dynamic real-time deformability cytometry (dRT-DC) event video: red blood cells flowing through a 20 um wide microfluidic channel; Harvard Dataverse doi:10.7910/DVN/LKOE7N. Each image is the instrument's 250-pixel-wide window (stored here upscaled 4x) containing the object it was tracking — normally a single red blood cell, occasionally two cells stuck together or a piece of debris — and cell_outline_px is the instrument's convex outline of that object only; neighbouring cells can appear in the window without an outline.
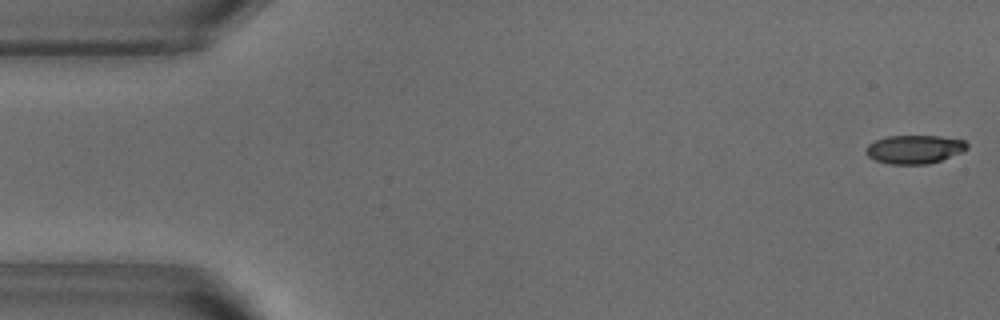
{"species": "common noctule bat (a hibernating species)", "species_latin": "Nyctalus noctula", "temperature_condition": "warm", "stored_images_in_passage": 48, "camera_frame_rate_fps": 3000, "um_per_image_px": 0.085, "animal": {"sex": "male", "body_mass_g": 18.8}, "frame": {"image": 1, "passage_image": 1, "time_ms": 0.0, "image_size_px": [1000, 320], "cell_outline_px": [[968, 148], [960, 152], [940, 160], [928, 164], [892, 164], [876, 160], [868, 156], [864, 152], [864, 148], [868, 144], [876, 140], [888, 136], [940, 136], [964, 140], [968, 144]], "centroid_in_image_um": [77.7, 12.68], "position_along_channel_um": 7.3, "area_um2": 16.7}}
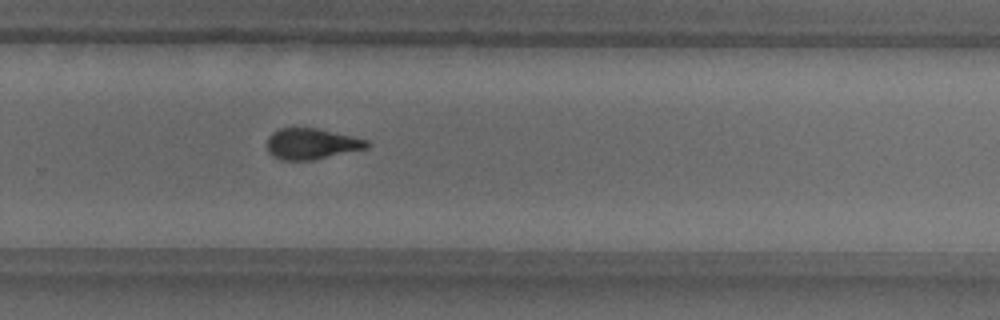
{"frame": {"image": 2, "passage_image": 34, "time_ms": 11.0, "image_size_px": [1000, 320], "cell_outline_px": [[372, 144], [368, 148], [312, 160], [280, 160], [272, 156], [268, 152], [268, 136], [272, 132], [280, 128], [316, 128], [352, 136], [368, 140]], "centroid_in_image_um": [26.49, 12.23], "position_along_channel_um": 303.3, "area_um2": 18.03}}
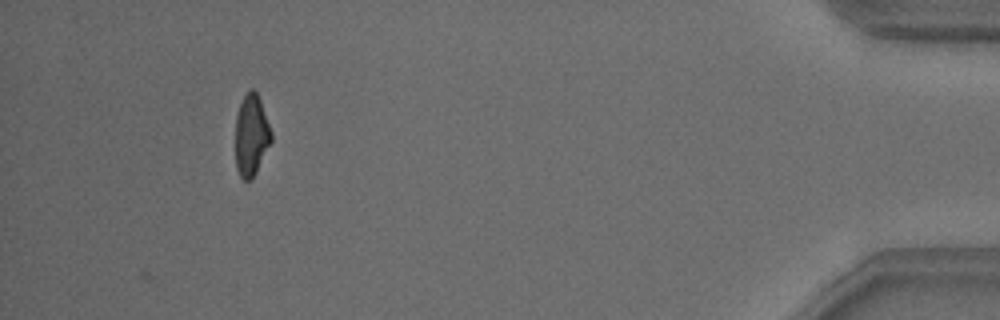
{"frame": {"image": 3, "passage_image": 48, "time_ms": 15.667, "image_size_px": [1000, 320], "cell_outline_px": [[272, 140], [252, 180], [244, 180], [240, 176], [236, 168], [236, 116], [240, 104], [248, 88], [252, 88], [256, 92], [260, 100], [272, 132]], "centroid_in_image_um": [21.36, 11.49], "position_along_channel_um": 413.8, "area_um2": 16.94}, "authors_computed_cell_mechanics": {"area_um2": 18.3515, "velocity_mm_per_s": 3.8393, "shape_relaxation_time_tau1_ms": 5.4411, "shape_relaxation_time_tau2_ms": 3.0523, "deformation_change_tau1": 0.197, "deformation_change_tau2": 0.1154}}